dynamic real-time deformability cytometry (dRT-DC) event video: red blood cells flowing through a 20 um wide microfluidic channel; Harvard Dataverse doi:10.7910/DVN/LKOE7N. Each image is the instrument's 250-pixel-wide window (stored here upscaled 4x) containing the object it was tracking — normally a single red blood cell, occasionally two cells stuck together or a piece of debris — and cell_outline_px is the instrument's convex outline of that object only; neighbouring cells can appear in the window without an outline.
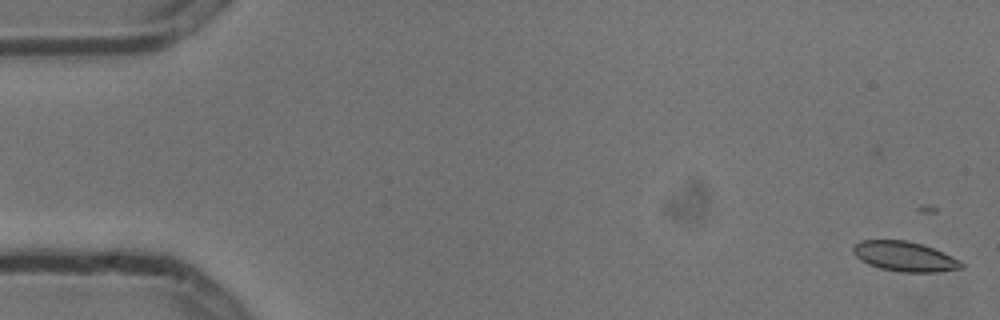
{"species": "common noctule bat (a hibernating species)", "species_latin": "Nyctalus noctula", "temperature_condition": "cold", "stored_images_in_passage": 8, "camera_frame_rate_fps": 3000, "um_per_image_px": 0.085, "animal": {"sex": "male", "body_mass_g": 13.3}, "frame": {"image": 1, "passage_image": 1, "time_ms": 0.0, "image_size_px": [1000, 320], "cell_outline_px": [[964, 268], [936, 272], [900, 272], [880, 268], [868, 264], [860, 260], [852, 252], [852, 248], [860, 240], [908, 240], [924, 244], [944, 252], [960, 260], [964, 264]], "centroid_in_image_um": [76.91, 21.79], "position_along_channel_um": 8.1, "area_um2": 19.07}}